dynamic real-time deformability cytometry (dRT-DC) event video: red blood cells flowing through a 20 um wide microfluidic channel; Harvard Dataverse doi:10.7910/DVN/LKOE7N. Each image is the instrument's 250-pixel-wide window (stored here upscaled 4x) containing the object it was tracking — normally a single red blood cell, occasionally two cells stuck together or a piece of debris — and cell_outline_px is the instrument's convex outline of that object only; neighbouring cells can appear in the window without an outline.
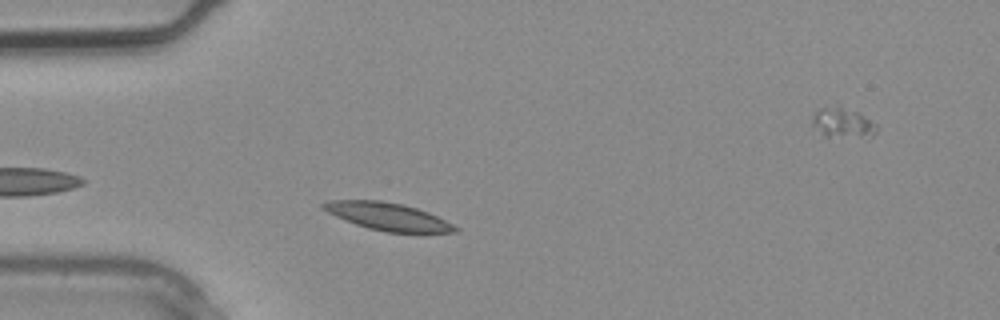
{"species": "common noctule bat (a hibernating species)", "species_latin": "Nyctalus noctula", "temperature_condition": "warm", "stored_images_in_passage": 2, "segment_of_instrument_passage": [1, 2], "camera_frame_rate_fps": 3000, "um_per_image_px": 0.085, "animal": {"sex": "male", "body_mass_g": 20.4}, "frame": {"image": 1, "passage_image": 1, "time_ms": 0.0, "image_size_px": [1000, 320], "cell_outline_px": [[460, 232], [384, 232], [368, 228], [356, 224], [336, 216], [320, 208], [320, 204], [324, 200], [380, 200], [400, 204], [416, 208], [428, 212], [460, 228]], "centroid_in_image_um": [32.92, 18.39], "position_along_channel_um": 52.1, "area_um2": 21.04}}